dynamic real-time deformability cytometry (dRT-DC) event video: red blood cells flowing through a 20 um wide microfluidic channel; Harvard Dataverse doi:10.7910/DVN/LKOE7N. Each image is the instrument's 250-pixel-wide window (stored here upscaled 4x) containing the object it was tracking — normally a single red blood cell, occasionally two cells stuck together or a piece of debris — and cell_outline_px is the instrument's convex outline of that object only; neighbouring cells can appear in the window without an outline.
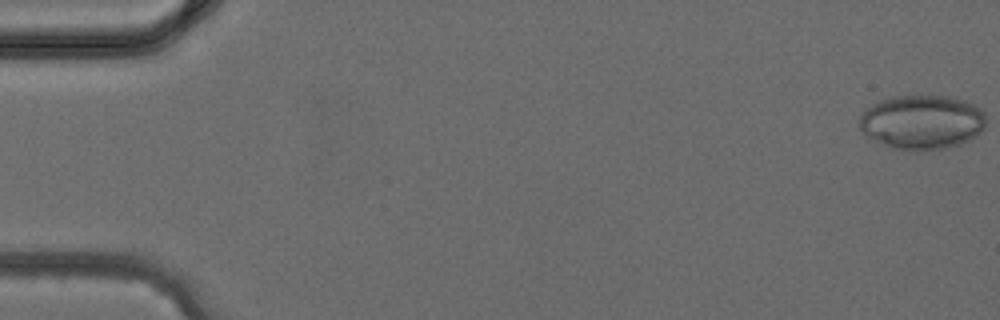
{"species": "common noctule bat (a hibernating species)", "species_latin": "Nyctalus noctula", "temperature_condition": "cold", "stored_images_in_passage": 13, "camera_frame_rate_fps": 3000, "um_per_image_px": 0.085, "animal": {"sex": "female", "body_mass_g": 24.6, "forearm_length_mm": 56.2}, "frame": {"image": 1, "passage_image": 1, "time_ms": 0.0, "image_size_px": [1000, 320], "cell_outline_px": [[984, 128], [976, 136], [968, 140], [944, 148], [916, 152], [908, 152], [892, 148], [880, 144], [868, 136], [860, 128], [860, 116], [872, 104], [880, 100], [892, 96], [948, 96], [964, 100], [972, 104], [984, 112]], "centroid_in_image_um": [78.34, 10.4], "position_along_channel_um": 6.7, "area_um2": 40.11}}